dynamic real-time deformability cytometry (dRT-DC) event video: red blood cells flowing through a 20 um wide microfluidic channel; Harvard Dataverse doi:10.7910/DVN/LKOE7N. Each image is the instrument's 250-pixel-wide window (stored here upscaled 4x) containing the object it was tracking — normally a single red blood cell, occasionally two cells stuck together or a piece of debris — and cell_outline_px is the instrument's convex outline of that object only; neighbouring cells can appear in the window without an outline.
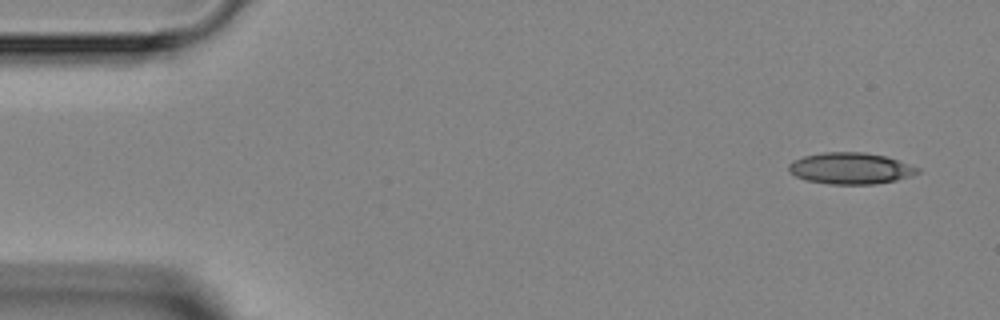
{"species": "Egyptian fruit bat (a non-hibernating species)", "species_latin": "Rousettus aegyptiacus", "temperature_condition": "room temperature", "stored_images_in_passage": 3, "camera_frame_rate_fps": 3000, "um_per_image_px": 0.085, "animal": {"sex": "female"}, "frame": {"image": 1, "passage_image": 1, "time_ms": 0.0, "image_size_px": [1000, 320], "cell_outline_px": [[920, 172], [912, 176], [896, 180], [872, 184], [828, 184], [804, 180], [788, 172], [788, 164], [792, 160], [804, 156], [824, 152], [864, 152], [888, 156], [920, 168]], "centroid_in_image_um": [72.29, 14.3], "position_along_channel_um": 12.7, "area_um2": 23.87}}